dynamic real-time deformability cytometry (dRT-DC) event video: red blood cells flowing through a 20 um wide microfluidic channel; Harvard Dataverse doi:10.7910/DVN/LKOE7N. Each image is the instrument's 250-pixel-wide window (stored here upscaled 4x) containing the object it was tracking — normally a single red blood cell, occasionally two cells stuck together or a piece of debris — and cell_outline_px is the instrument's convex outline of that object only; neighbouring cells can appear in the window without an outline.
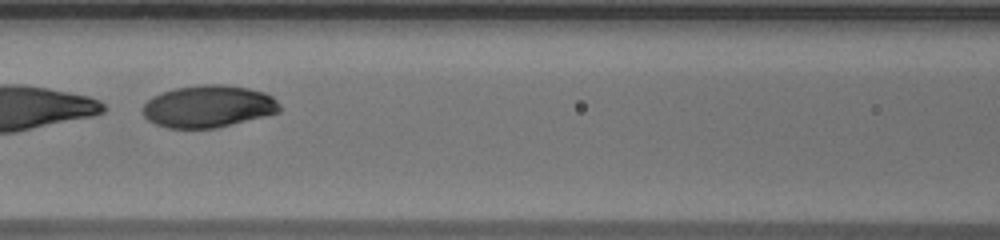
{"species": "human", "species_latin": "Homo sapiens", "temperature_condition": "warm", "stored_images_in_passage": 51, "segment_of_instrument_passage": [2, 2], "camera_frame_rate_fps": 3000, "um_per_image_px": 0.085, "donor": {"sex": "male"}, "frame": {"image": 1, "passage_image": 24, "time_ms": 7.667, "image_size_px": [1000, 240], "cell_outline_px": [[280, 112], [216, 128], [168, 128], [156, 124], [148, 120], [144, 116], [144, 104], [152, 96], [160, 92], [176, 88], [204, 84], [224, 84], [248, 88], [264, 92], [272, 96], [280, 104]], "centroid_in_image_um": [17.71, 9.04], "position_along_channel_um": 148.9, "area_um2": 33.58}}